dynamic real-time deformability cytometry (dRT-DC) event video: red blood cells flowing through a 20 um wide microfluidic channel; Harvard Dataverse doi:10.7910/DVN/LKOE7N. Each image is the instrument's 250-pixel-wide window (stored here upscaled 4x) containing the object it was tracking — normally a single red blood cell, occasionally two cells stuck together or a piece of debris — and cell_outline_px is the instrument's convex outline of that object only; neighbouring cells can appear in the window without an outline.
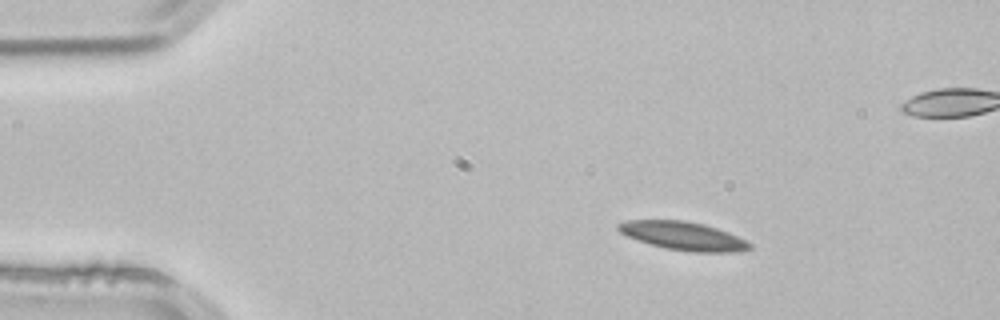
{"species": "common noctule bat (a hibernating species)", "species_latin": "Nyctalus noctula", "temperature_condition": "room temperature", "stored_images_in_passage": 4, "camera_frame_rate_fps": 3000, "um_per_image_px": 0.085, "animal": {"sex": "male", "body_mass_g": 21.5, "forearm_length_mm": 52.0}, "frame": {"image": 1, "passage_image": 2, "time_ms": 0.333, "image_size_px": [1000, 320], "cell_outline_px": [[752, 248], [728, 252], [696, 252], [668, 248], [652, 244], [628, 236], [620, 232], [616, 228], [616, 224], [624, 220], [684, 220], [704, 224], [728, 232], [752, 244]], "centroid_in_image_um": [58.04, 20.03], "position_along_channel_um": 27.0, "area_um2": 21.33}}